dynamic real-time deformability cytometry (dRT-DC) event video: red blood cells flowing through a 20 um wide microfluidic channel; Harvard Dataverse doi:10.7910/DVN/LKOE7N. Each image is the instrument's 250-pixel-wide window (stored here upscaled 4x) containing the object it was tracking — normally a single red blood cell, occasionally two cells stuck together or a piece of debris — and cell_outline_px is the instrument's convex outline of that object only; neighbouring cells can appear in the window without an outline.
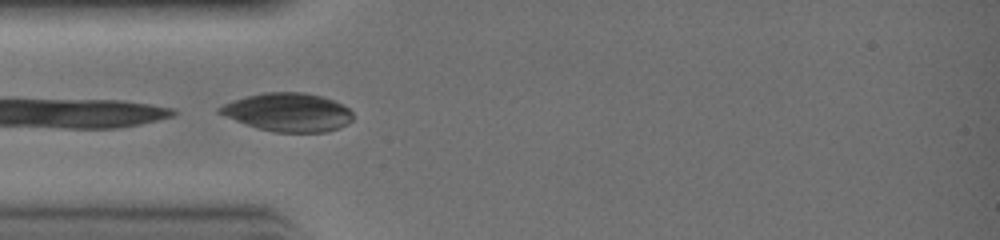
{"species": "common noctule bat (a hibernating species)", "species_latin": "Nyctalus noctula", "temperature_condition": "warm", "stored_images_in_passage": 8, "camera_frame_rate_fps": 3000, "um_per_image_px": 0.085, "animal": {"sex": "female", "body_mass_g": 19.0, "forearm_length_mm": 51.5}, "frame": {"image": 1, "passage_image": 2, "time_ms": 0.333, "image_size_px": [1000, 240], "cell_outline_px": [[352, 120], [340, 128], [328, 132], [276, 132], [256, 128], [216, 112], [216, 108], [232, 100], [264, 92], [304, 92], [320, 96], [332, 100], [348, 108], [352, 112]], "centroid_in_image_um": [24.47, 9.54], "position_along_channel_um": 60.5, "area_um2": 29.71}}